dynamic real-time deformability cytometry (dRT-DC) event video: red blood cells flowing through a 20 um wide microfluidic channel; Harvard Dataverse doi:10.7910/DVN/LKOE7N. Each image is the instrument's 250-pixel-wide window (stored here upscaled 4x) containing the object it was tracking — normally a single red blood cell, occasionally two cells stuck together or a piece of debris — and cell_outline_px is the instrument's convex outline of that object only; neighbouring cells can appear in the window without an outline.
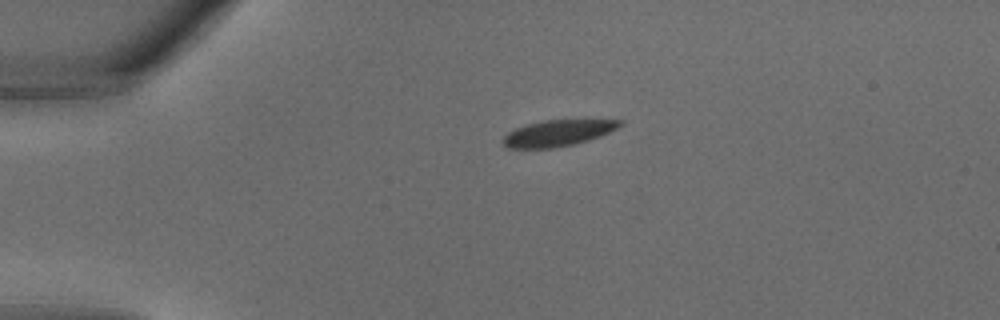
{"species": "common noctule bat (a hibernating species)", "species_latin": "Nyctalus noctula", "temperature_condition": "warm", "stored_images_in_passage": 27, "camera_frame_rate_fps": 3000, "um_per_image_px": 0.085, "animal": {"sex": "male", "body_mass_g": 18.8}, "frame": {"image": 1, "passage_image": 1, "time_ms": 0.0, "image_size_px": [1000, 320], "cell_outline_px": [[624, 124], [600, 136], [588, 140], [572, 144], [552, 148], [508, 148], [500, 140], [508, 132], [524, 124], [544, 120], [624, 120]], "centroid_in_image_um": [47.38, 11.3], "position_along_channel_um": 37.6, "area_um2": 17.74}}
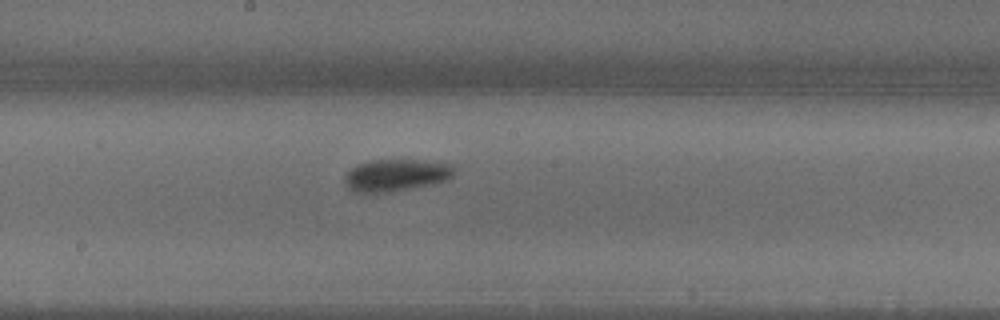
{"frame": {"image": 2, "passage_image": 12, "time_ms": 3.667, "image_size_px": [1000, 320], "cell_outline_px": [[452, 176], [448, 180], [436, 184], [388, 192], [352, 192], [344, 184], [344, 176], [356, 164], [372, 160], [424, 160], [452, 164]], "centroid_in_image_um": [33.64, 14.89], "position_along_channel_um": 214.6, "area_um2": 20.58}}
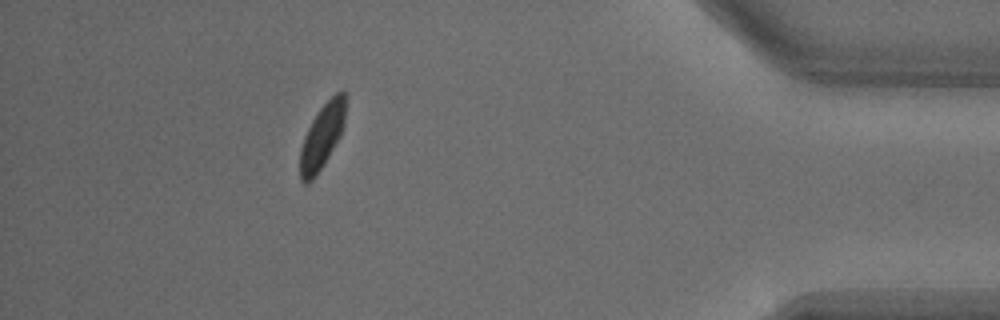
{"frame": {"image": 3, "passage_image": 24, "time_ms": 7.667, "image_size_px": [1000, 320], "cell_outline_px": [[344, 128], [340, 136], [324, 164], [312, 180], [308, 184], [304, 184], [300, 180], [300, 148], [304, 136], [312, 120], [320, 108], [336, 92], [344, 92]], "centroid_in_image_um": [27.34, 11.65], "position_along_channel_um": 407.9, "area_um2": 16.94}}